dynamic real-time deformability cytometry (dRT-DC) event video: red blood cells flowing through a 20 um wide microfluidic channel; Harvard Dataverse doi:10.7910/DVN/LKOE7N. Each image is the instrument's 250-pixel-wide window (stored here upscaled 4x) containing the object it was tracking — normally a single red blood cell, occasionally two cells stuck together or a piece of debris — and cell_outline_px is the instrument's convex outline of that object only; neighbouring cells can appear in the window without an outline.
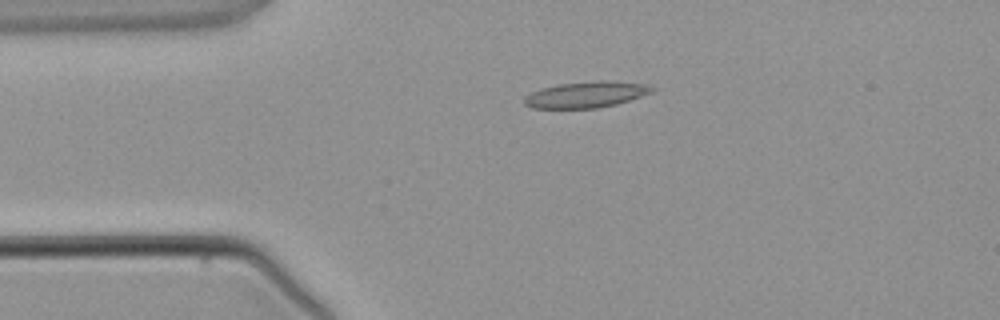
{"species": "common noctule bat (a hibernating species)", "species_latin": "Nyctalus noctula", "temperature_condition": "warm", "stored_images_in_passage": 2, "camera_frame_rate_fps": 3000, "um_per_image_px": 0.085, "animal": {"sex": "male", "body_mass_g": 21.5, "forearm_length_mm": 52.0}, "frame": {"image": 1, "passage_image": 1, "time_ms": 0.0, "image_size_px": [1000, 320], "cell_outline_px": [[656, 88], [652, 92], [616, 104], [596, 108], [532, 108], [524, 104], [524, 96], [540, 88], [556, 84], [600, 80], [608, 80], [648, 84]], "centroid_in_image_um": [49.81, 8.02], "position_along_channel_um": 35.2, "area_um2": 19.54}}